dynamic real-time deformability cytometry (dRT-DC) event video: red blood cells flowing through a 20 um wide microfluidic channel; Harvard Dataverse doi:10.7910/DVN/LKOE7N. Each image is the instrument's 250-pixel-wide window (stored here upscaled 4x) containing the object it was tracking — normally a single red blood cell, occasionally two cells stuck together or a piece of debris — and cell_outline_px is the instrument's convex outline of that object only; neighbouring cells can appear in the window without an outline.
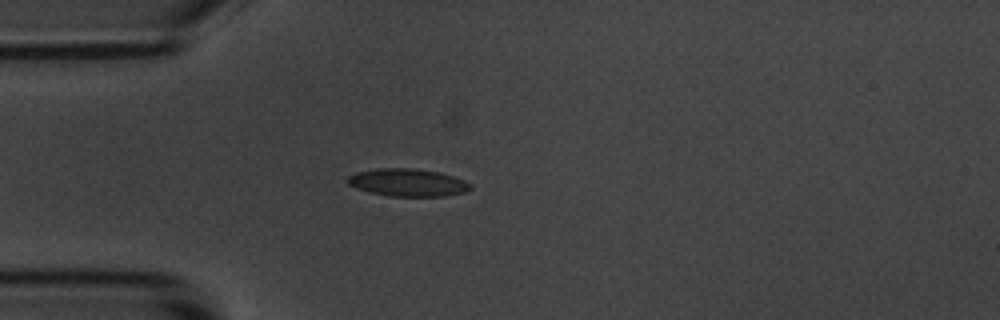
{"species": "common noctule bat (a hibernating species)", "species_latin": "Nyctalus noctula", "temperature_condition": "room temperature", "stored_images_in_passage": 5, "camera_frame_rate_fps": 3000, "um_per_image_px": 0.085, "animal": {"sex": "male", "body_mass_g": 20.1, "forearm_length_mm": 53.5}, "frame": {"image": 1, "passage_image": 5, "time_ms": 4.667, "image_size_px": [1000, 320], "cell_outline_px": [[472, 188], [464, 192], [444, 196], [388, 196], [368, 192], [356, 188], [348, 184], [344, 180], [348, 176], [356, 172], [376, 168], [412, 168], [440, 172], [464, 180], [472, 184]], "centroid_in_image_um": [34.62, 15.51], "position_along_channel_um": 50.4, "area_um2": 19.94}}